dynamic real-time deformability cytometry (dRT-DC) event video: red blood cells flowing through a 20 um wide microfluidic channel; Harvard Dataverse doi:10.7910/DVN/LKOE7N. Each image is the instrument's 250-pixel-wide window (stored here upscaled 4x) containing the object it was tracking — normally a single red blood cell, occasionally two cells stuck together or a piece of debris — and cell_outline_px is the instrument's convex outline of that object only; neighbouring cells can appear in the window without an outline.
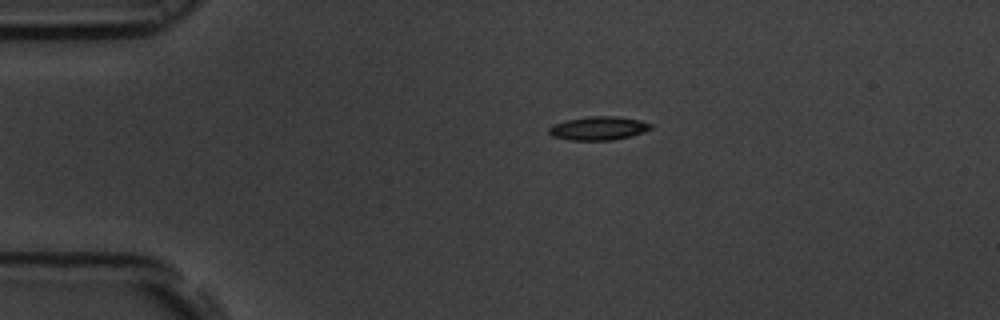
{"species": "common noctule bat (a hibernating species)", "species_latin": "Nyctalus noctula", "temperature_condition": "room temperature", "stored_images_in_passage": 36, "camera_frame_rate_fps": 3000, "um_per_image_px": 0.085, "animal": {"sex": "male", "body_mass_g": 19.5, "forearm_length_mm": 54.6}, "frame": {"image": 1, "passage_image": 1, "time_ms": 0.0, "image_size_px": [1000, 320], "cell_outline_px": [[652, 128], [644, 132], [632, 136], [612, 140], [572, 140], [552, 136], [548, 132], [548, 128], [552, 124], [568, 120], [588, 116], [616, 116], [640, 120], [652, 124]], "centroid_in_image_um": [50.88, 10.9], "position_along_channel_um": 34.1, "area_um2": 14.05}}
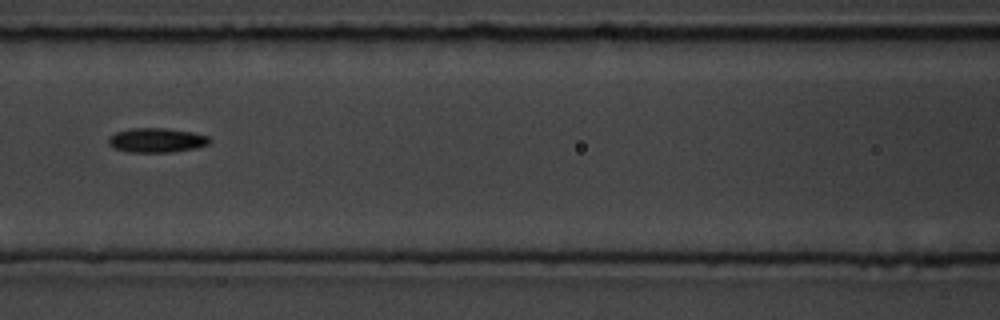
{"frame": {"image": 2, "passage_image": 14, "time_ms": 4.333, "image_size_px": [1000, 320], "cell_outline_px": [[212, 140], [208, 144], [196, 148], [168, 152], [132, 152], [112, 148], [108, 144], [108, 136], [116, 132], [132, 128], [168, 128], [192, 132], [208, 136]], "centroid_in_image_um": [13.29, 11.91], "position_along_channel_um": 153.3, "area_um2": 14.45}}
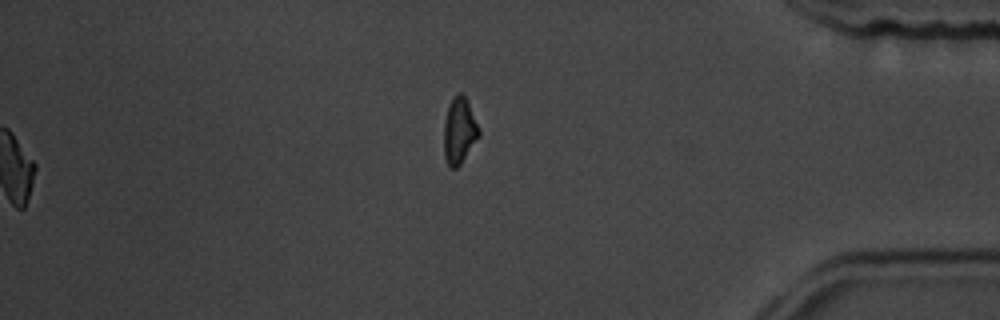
{"frame": {"image": 3, "passage_image": 36, "time_ms": 11.667, "image_size_px": [1000, 320], "cell_outline_px": [[480, 136], [460, 164], [456, 168], [448, 168], [444, 156], [444, 124], [448, 108], [452, 100], [460, 92], [464, 96], [480, 128]], "centroid_in_image_um": [39.04, 11.18], "position_along_channel_um": 396.2, "area_um2": 13.29}, "authors_computed_cell_mechanics": {"area_um2": 13.6697, "velocity_mm_per_s": 3.7309, "shape_relaxation_time_tau1_ms": 2.303, "shape_relaxation_time_tau2_ms": null, "deformation_change_tau1": 0.1131, "deformation_change_tau2": null}}